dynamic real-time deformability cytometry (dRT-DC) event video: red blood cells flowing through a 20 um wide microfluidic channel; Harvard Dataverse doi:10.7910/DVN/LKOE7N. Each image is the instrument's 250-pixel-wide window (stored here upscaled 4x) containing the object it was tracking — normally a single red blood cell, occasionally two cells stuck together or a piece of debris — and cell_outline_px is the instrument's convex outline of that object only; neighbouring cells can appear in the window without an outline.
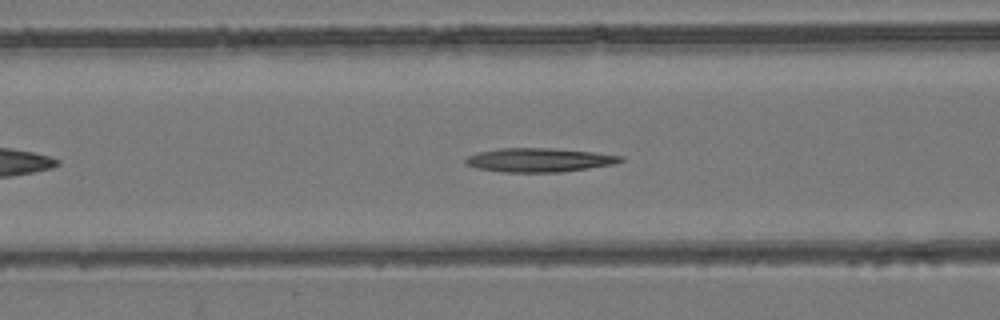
{"species": "common noctule bat (a hibernating species)", "species_latin": "Nyctalus noctula", "temperature_condition": "room temperature", "stored_images_in_passage": 41, "camera_frame_rate_fps": 3000, "um_per_image_px": 0.085, "animal": {"sex": "female", "body_mass_g": 24.6, "forearm_length_mm": 56.2}, "frame": {"image": 1, "passage_image": 10, "time_ms": 3.0, "image_size_px": [1000, 320], "cell_outline_px": [[624, 160], [612, 164], [588, 168], [560, 172], [504, 172], [476, 168], [468, 164], [464, 160], [468, 156], [476, 152], [500, 148], [548, 148], [592, 152], [624, 156]], "centroid_in_image_um": [45.8, 13.6], "position_along_channel_um": 120.8, "area_um2": 21.39}}
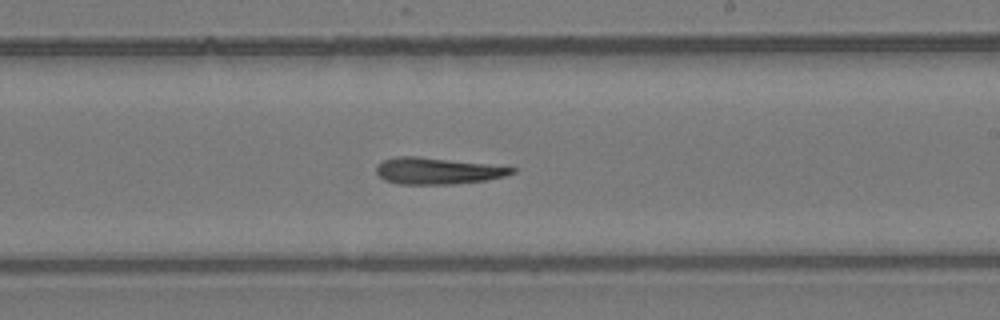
{"frame": {"image": 2, "passage_image": 20, "time_ms": 6.333, "image_size_px": [1000, 320], "cell_outline_px": [[516, 172], [504, 176], [484, 180], [452, 184], [400, 184], [384, 180], [376, 172], [376, 164], [384, 160], [396, 156], [416, 156], [484, 164], [516, 168]], "centroid_in_image_um": [37.12, 14.53], "position_along_channel_um": 251.9, "area_um2": 20.63}}
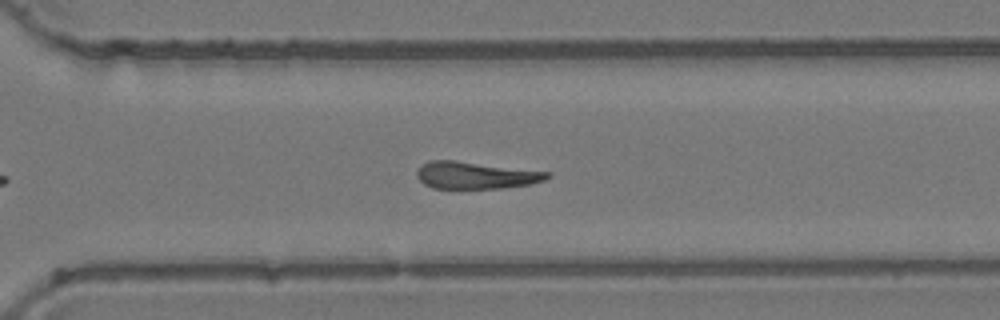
{"frame": {"image": 3, "passage_image": 26, "time_ms": 8.333, "image_size_px": [1000, 320], "cell_outline_px": [[552, 176], [544, 180], [532, 184], [500, 188], [432, 188], [424, 184], [416, 176], [416, 172], [420, 164], [432, 160], [452, 160], [552, 172]], "centroid_in_image_um": [40.44, 14.89], "position_along_channel_um": 330.2, "area_um2": 20.63}}